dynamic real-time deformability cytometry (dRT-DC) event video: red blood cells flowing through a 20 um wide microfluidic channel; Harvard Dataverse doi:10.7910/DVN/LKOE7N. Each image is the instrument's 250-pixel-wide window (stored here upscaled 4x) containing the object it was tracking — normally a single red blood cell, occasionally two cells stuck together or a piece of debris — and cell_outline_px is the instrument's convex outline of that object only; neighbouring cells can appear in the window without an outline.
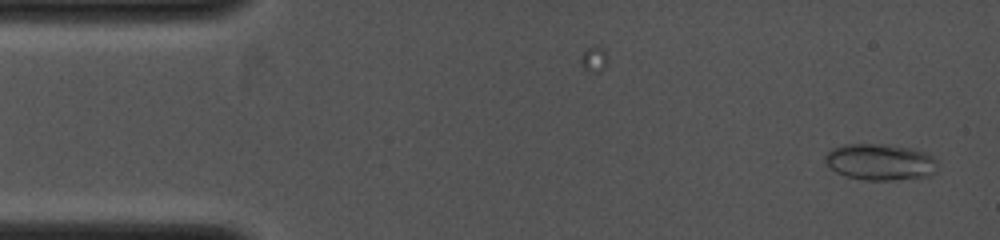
{"species": "common noctule bat (a hibernating species)", "species_latin": "Nyctalus noctula", "temperature_condition": "cold", "stored_images_in_passage": 7, "camera_frame_rate_fps": 4000, "um_per_image_px": 0.085, "animal": {"sex": "female", "body_mass_g": 19.0, "forearm_length_mm": 53.3}, "frame": {"image": 1, "passage_image": 1, "time_ms": 0.0, "image_size_px": [1000, 240], "cell_outline_px": [[936, 172], [932, 176], [892, 180], [864, 180], [848, 176], [836, 172], [828, 168], [824, 160], [824, 156], [832, 148], [844, 144], [880, 144], [912, 148], [936, 156]], "centroid_in_image_um": [74.82, 13.77], "position_along_channel_um": 10.2, "area_um2": 24.1}}
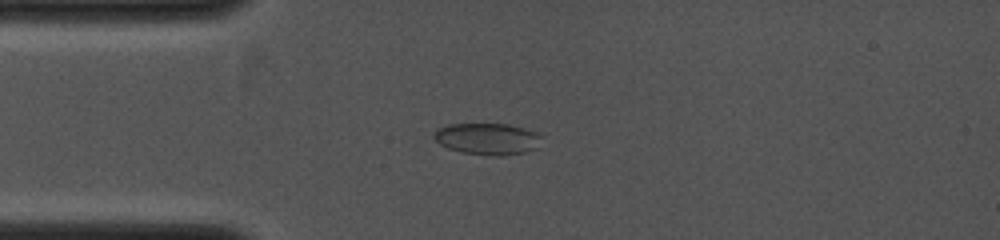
{"frame": {"image": 2, "passage_image": 7, "time_ms": 2.5, "image_size_px": [1000, 240], "cell_outline_px": [[540, 136], [536, 148], [524, 152], [504, 156], [492, 156], [460, 152], [448, 148], [440, 144], [432, 136], [436, 128], [448, 124], [508, 124], [536, 132]], "centroid_in_image_um": [41.37, 11.8], "position_along_channel_um": 43.6, "area_um2": 19.77}}